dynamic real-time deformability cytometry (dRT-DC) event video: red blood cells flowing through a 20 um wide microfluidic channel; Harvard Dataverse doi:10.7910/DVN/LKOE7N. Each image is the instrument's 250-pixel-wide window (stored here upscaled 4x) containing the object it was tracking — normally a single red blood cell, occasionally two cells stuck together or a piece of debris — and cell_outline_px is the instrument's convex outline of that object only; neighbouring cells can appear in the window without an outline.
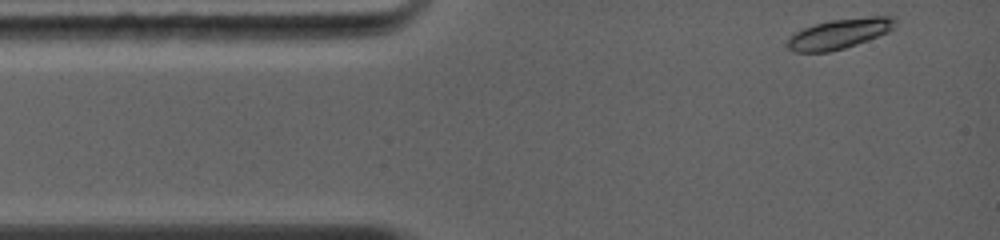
{"species": "common noctule bat (a hibernating species)", "species_latin": "Nyctalus noctula", "temperature_condition": "warm", "stored_images_in_passage": 3, "camera_frame_rate_fps": 5000, "um_per_image_px": 0.085, "animal": {"sex": "female", "body_mass_g": 19.0, "forearm_length_mm": 56.7}, "frame": {"image": 1, "passage_image": 1, "time_ms": 0.0, "image_size_px": [1000, 240], "cell_outline_px": [[896, 24], [888, 32], [856, 44], [844, 48], [828, 52], [792, 52], [784, 44], [788, 36], [804, 28], [816, 24], [832, 20], [868, 16], [896, 16]], "centroid_in_image_um": [71.31, 2.87], "position_along_channel_um": 13.7, "area_um2": 18.9}}
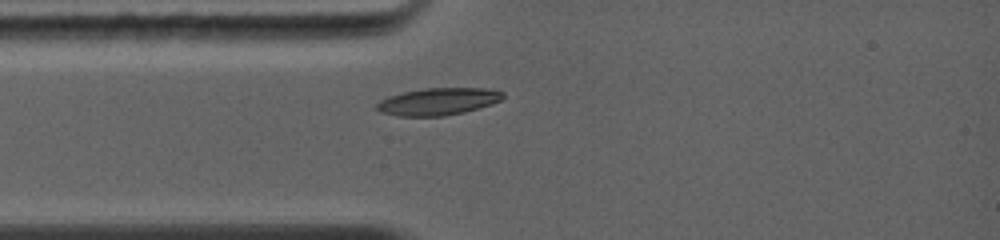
{"frame": {"image": 2, "passage_image": 3, "time_ms": 2.0, "image_size_px": [1000, 240], "cell_outline_px": [[504, 96], [500, 100], [492, 104], [464, 112], [444, 116], [396, 116], [380, 112], [372, 108], [380, 100], [388, 96], [404, 92], [424, 88], [484, 88], [504, 92]], "centroid_in_image_um": [37.18, 8.63], "position_along_channel_um": 47.8, "area_um2": 20.11}}